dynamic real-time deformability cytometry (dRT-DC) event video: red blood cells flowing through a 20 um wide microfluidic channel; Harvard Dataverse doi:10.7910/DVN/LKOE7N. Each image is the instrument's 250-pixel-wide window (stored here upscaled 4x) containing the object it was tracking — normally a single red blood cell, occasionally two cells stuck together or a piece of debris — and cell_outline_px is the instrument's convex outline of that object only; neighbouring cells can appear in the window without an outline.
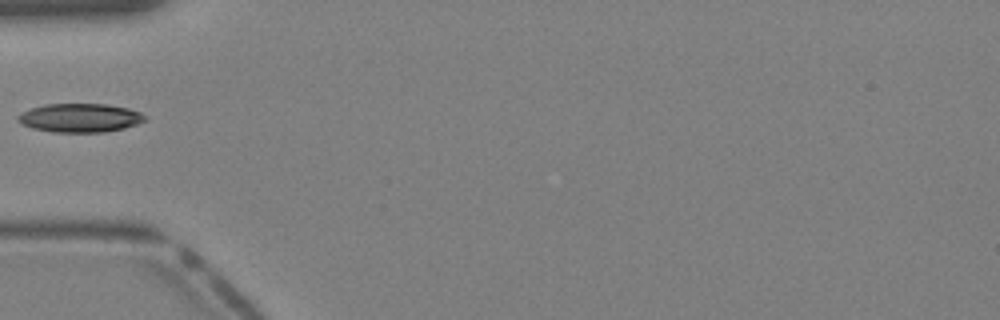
{"species": "Egyptian fruit bat (a non-hibernating species)", "species_latin": "Rousettus aegyptiacus", "temperature_condition": "warm", "stored_images_in_passage": 27, "camera_frame_rate_fps": 3000, "um_per_image_px": 0.085, "animal": {"sex": "female"}, "frame": {"image": 1, "passage_image": 1, "time_ms": 0.0, "image_size_px": [1000, 320], "cell_outline_px": [[144, 120], [136, 124], [124, 128], [104, 132], [52, 132], [32, 128], [20, 124], [16, 120], [16, 116], [32, 108], [44, 104], [104, 104], [128, 108], [140, 112], [144, 116]], "centroid_in_image_um": [6.75, 10.02], "position_along_channel_um": 78.3, "area_um2": 21.15}}
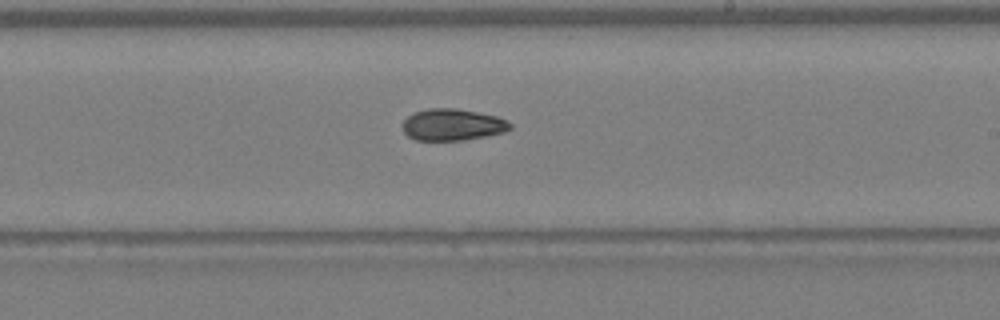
{"frame": {"image": 2, "passage_image": 11, "time_ms": 3.333, "image_size_px": [1000, 320], "cell_outline_px": [[512, 128], [504, 132], [484, 136], [460, 140], [416, 140], [408, 136], [400, 128], [404, 120], [408, 116], [416, 112], [428, 108], [452, 108], [476, 112], [496, 116], [508, 120], [512, 124]], "centroid_in_image_um": [38.44, 10.6], "position_along_channel_um": 250.6, "area_um2": 19.77}}
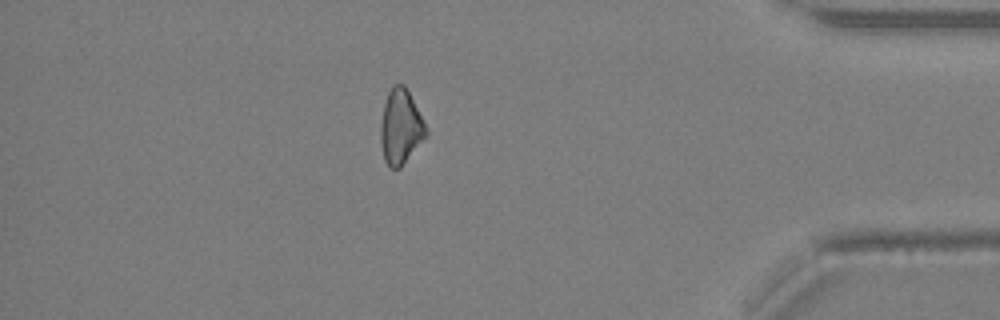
{"frame": {"image": 3, "passage_image": 22, "time_ms": 7.0, "image_size_px": [1000, 320], "cell_outline_px": [[428, 136], [400, 168], [388, 168], [384, 160], [380, 140], [380, 124], [384, 104], [388, 92], [392, 84], [404, 84], [428, 128]], "centroid_in_image_um": [34.06, 10.81], "position_along_channel_um": 401.1, "area_um2": 20.06}}